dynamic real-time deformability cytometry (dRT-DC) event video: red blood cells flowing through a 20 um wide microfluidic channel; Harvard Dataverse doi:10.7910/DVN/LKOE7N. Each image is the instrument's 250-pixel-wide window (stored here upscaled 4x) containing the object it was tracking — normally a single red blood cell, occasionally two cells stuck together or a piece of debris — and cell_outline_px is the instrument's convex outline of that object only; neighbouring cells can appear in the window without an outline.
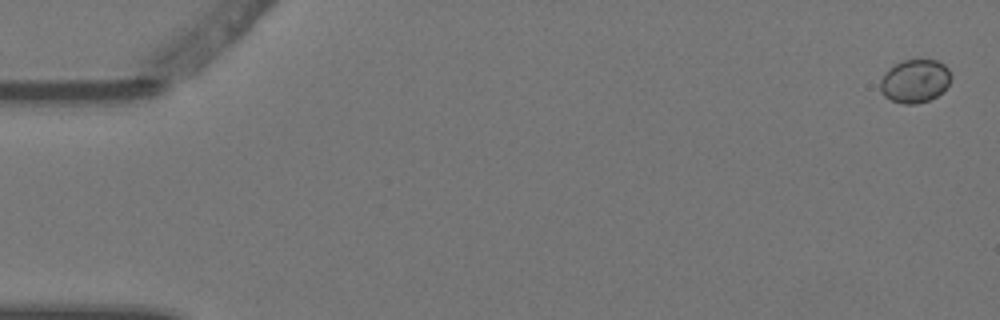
{"species": "Egyptian fruit bat (a non-hibernating species)", "species_latin": "Rousettus aegyptiacus", "temperature_condition": "warm", "stored_images_in_passage": 5, "camera_frame_rate_fps": 3000, "um_per_image_px": 0.085, "animal": {"sex": "female"}, "frame": {"image": 1, "passage_image": 1, "time_ms": 0.0, "image_size_px": [1000, 320], "cell_outline_px": [[952, 76], [944, 92], [928, 100], [916, 104], [904, 104], [892, 100], [884, 96], [880, 92], [880, 80], [884, 72], [888, 68], [904, 60], [936, 60], [944, 64], [948, 68]], "centroid_in_image_um": [77.76, 6.89], "position_along_channel_um": 7.2, "area_um2": 17.98}}
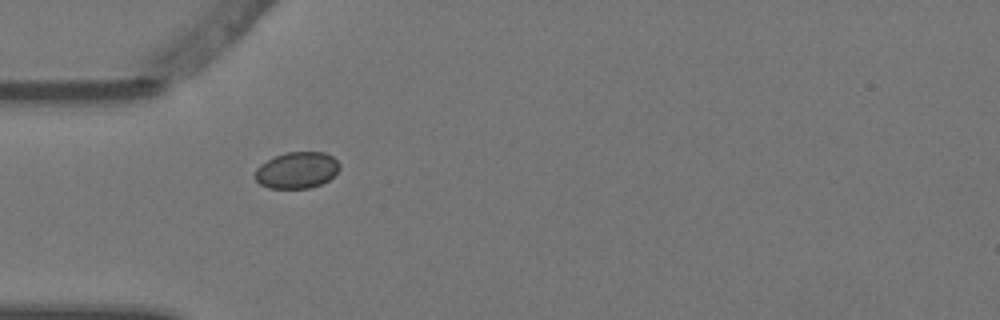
{"frame": {"image": 2, "passage_image": 4, "time_ms": 1.0, "image_size_px": [1000, 320], "cell_outline_px": [[340, 168], [328, 180], [320, 184], [308, 188], [268, 188], [260, 184], [252, 176], [256, 168], [260, 164], [284, 152], [324, 152], [332, 156], [340, 164]], "centroid_in_image_um": [25.2, 14.46], "position_along_channel_um": 59.8, "area_um2": 17.98}}
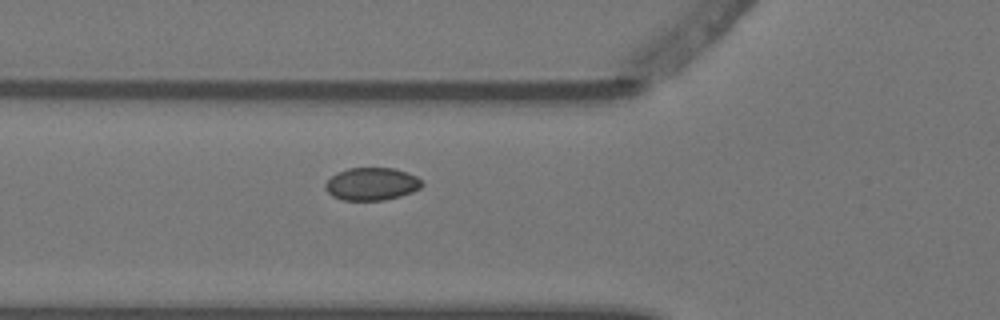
{"frame": {"image": 3, "passage_image": 5, "time_ms": 1.333, "image_size_px": [1000, 320], "cell_outline_px": [[424, 184], [420, 188], [412, 192], [400, 196], [384, 200], [344, 200], [332, 196], [324, 188], [324, 184], [336, 172], [348, 168], [392, 168], [416, 176]], "centroid_in_image_um": [31.57, 15.64], "position_along_channel_um": 94.2, "area_um2": 18.32}}